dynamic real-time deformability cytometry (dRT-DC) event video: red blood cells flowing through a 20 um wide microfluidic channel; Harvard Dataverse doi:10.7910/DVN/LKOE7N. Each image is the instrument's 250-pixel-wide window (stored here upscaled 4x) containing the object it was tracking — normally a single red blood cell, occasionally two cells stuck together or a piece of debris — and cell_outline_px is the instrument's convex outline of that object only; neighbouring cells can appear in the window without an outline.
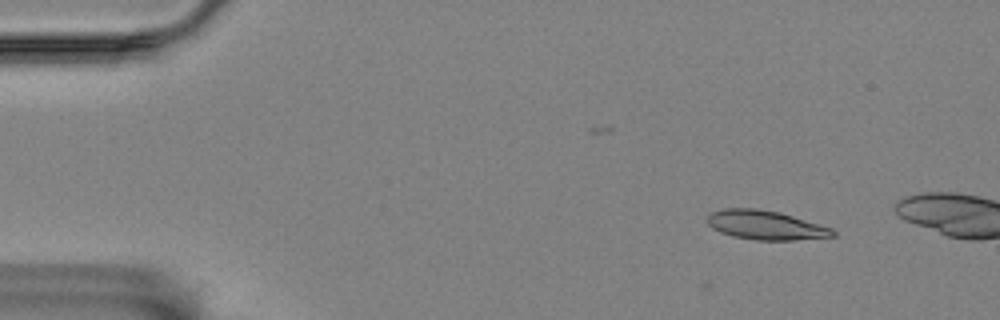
{"species": "Egyptian fruit bat (a non-hibernating species)", "species_latin": "Rousettus aegyptiacus", "temperature_condition": "room temperature", "stored_images_in_passage": 8, "camera_frame_rate_fps": 3000, "um_per_image_px": 0.085, "animal": {"sex": "female"}, "frame": {"image": 1, "passage_image": 1, "time_ms": 0.0, "image_size_px": [1000, 320], "cell_outline_px": [[836, 236], [792, 240], [756, 240], [732, 236], [720, 232], [712, 228], [708, 224], [708, 216], [712, 212], [724, 208], [756, 208], [780, 212], [832, 228], [836, 232]], "centroid_in_image_um": [65.07, 19.13], "position_along_channel_um": 19.9, "area_um2": 21.27}}